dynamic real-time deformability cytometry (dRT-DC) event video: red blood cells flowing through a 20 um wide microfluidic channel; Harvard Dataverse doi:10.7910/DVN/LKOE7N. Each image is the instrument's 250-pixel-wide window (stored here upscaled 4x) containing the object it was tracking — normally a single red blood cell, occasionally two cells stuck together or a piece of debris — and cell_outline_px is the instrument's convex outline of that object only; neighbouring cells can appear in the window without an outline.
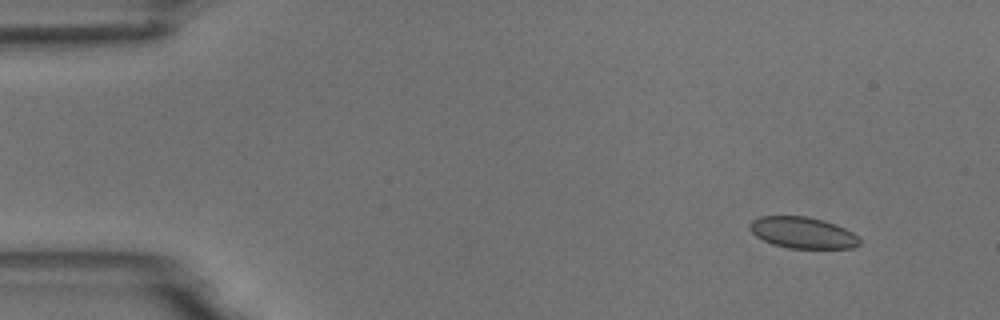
{"species": "common noctule bat (a hibernating species)", "species_latin": "Nyctalus noctula", "temperature_condition": "room temperature", "stored_images_in_passage": 5, "camera_frame_rate_fps": 3000, "um_per_image_px": 0.085, "animal": {"sex": "male", "body_mass_g": 18.8}, "frame": {"image": 1, "passage_image": 1, "time_ms": 0.0, "image_size_px": [1000, 320], "cell_outline_px": [[860, 244], [852, 248], [788, 248], [772, 244], [756, 236], [748, 228], [748, 224], [752, 220], [760, 216], [808, 216], [824, 220], [836, 224], [852, 232], [860, 240]], "centroid_in_image_um": [68.2, 19.77], "position_along_channel_um": 16.8, "area_um2": 20.11}}
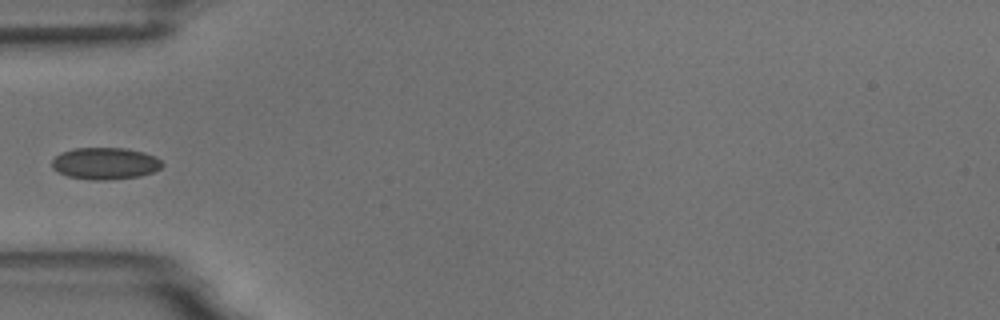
{"frame": {"image": 2, "passage_image": 4, "time_ms": 4.333, "image_size_px": [1000, 320], "cell_outline_px": [[164, 164], [160, 168], [152, 172], [140, 176], [108, 180], [92, 180], [68, 176], [56, 172], [52, 168], [52, 160], [60, 152], [72, 148], [124, 148], [144, 152], [156, 156]], "centroid_in_image_um": [8.92, 13.89], "position_along_channel_um": 76.1, "area_um2": 20.63}}